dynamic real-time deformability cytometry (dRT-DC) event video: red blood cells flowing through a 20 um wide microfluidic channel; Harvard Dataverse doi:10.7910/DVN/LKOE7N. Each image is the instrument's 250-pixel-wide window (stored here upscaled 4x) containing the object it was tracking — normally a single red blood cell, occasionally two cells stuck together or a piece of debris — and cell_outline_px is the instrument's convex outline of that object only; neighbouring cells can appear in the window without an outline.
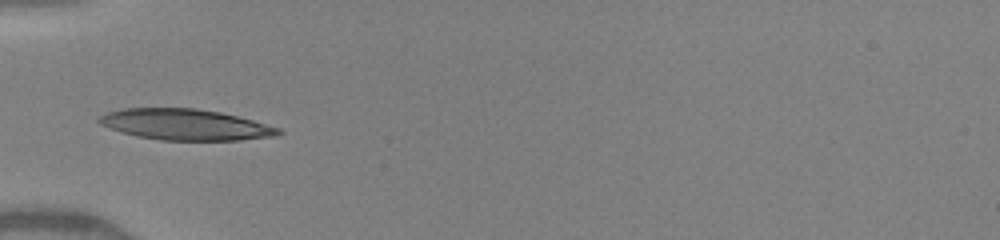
{"species": "human", "species_latin": "Homo sapiens", "temperature_condition": "warm", "stored_images_in_passage": 5, "camera_frame_rate_fps": 3000, "um_per_image_px": 0.085, "donor": {"sex": "female"}, "frame": {"image": 1, "passage_image": 1, "time_ms": 0.0, "image_size_px": [1000, 240], "cell_outline_px": [[284, 132], [276, 136], [240, 140], [160, 140], [136, 136], [100, 124], [96, 120], [100, 116], [108, 112], [124, 108], [196, 108], [220, 112], [252, 120], [280, 128]], "centroid_in_image_um": [15.78, 10.59], "position_along_channel_um": 69.2, "area_um2": 32.19}}